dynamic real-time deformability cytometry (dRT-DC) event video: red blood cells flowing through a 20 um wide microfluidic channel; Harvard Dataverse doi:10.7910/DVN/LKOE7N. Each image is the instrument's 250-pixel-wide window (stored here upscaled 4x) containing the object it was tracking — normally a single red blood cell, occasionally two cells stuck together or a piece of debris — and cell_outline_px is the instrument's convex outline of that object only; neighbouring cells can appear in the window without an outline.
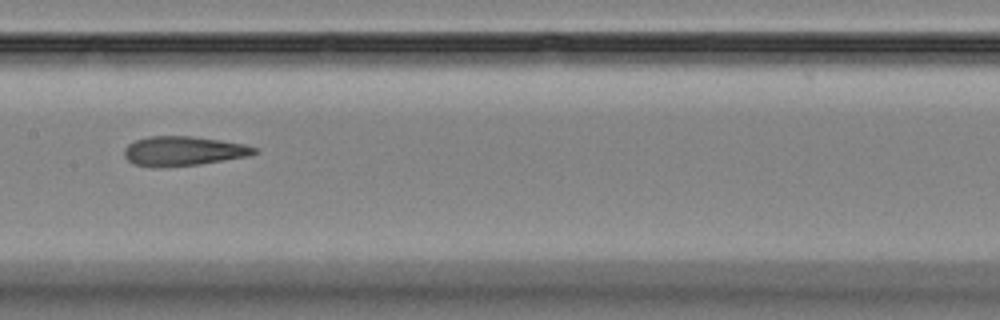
{"species": "Egyptian fruit bat (a non-hibernating species)", "species_latin": "Rousettus aegyptiacus", "temperature_condition": "room temperature", "stored_images_in_passage": 5, "camera_frame_rate_fps": 3000, "um_per_image_px": 0.085, "animal": {"sex": "female"}, "frame": {"image": 1, "passage_image": 4, "time_ms": 3.333, "image_size_px": [1000, 320], "cell_outline_px": [[260, 152], [248, 156], [200, 164], [164, 168], [152, 168], [132, 164], [124, 156], [124, 148], [128, 144], [136, 140], [148, 136], [192, 136], [220, 140], [244, 144], [256, 148]], "centroid_in_image_um": [15.54, 12.85], "position_along_channel_um": 191.9, "area_um2": 22.66}}
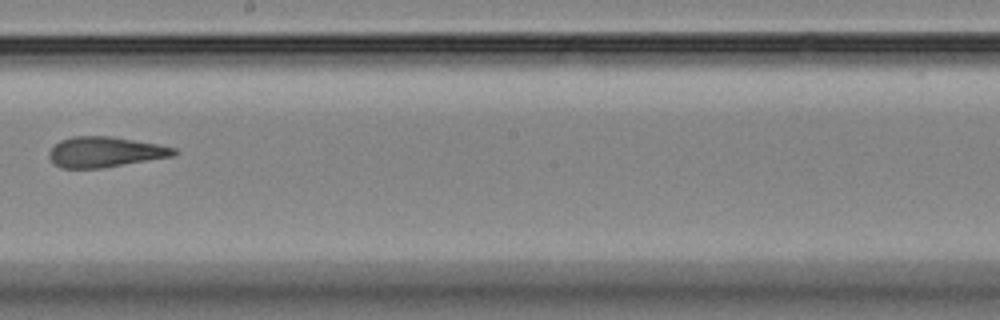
{"frame": {"image": 2, "passage_image": 5, "time_ms": 4.667, "image_size_px": [1000, 320], "cell_outline_px": [[180, 152], [176, 156], [100, 168], [60, 168], [48, 156], [48, 152], [60, 140], [72, 136], [112, 136], [156, 144], [176, 148]], "centroid_in_image_um": [8.96, 12.91], "position_along_channel_um": 239.2, "area_um2": 22.14}}